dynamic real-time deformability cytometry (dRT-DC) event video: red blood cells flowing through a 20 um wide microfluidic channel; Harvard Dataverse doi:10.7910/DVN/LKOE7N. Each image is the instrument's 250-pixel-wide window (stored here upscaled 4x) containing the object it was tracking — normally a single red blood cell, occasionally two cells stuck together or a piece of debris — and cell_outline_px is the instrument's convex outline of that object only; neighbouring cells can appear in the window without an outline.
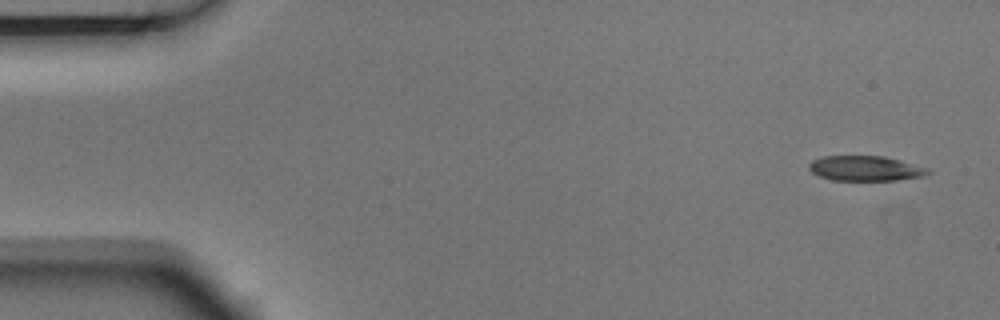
{"species": "Egyptian fruit bat (a non-hibernating species)", "species_latin": "Rousettus aegyptiacus", "temperature_condition": "room temperature", "stored_images_in_passage": 10, "camera_frame_rate_fps": 3000, "um_per_image_px": 0.085, "animal": {"sex": "male"}, "frame": {"image": 1, "passage_image": 1, "time_ms": 0.0, "image_size_px": [1000, 320], "cell_outline_px": [[932, 172], [928, 176], [896, 180], [832, 180], [820, 176], [812, 172], [808, 168], [808, 164], [812, 160], [824, 156], [884, 156], [928, 168]], "centroid_in_image_um": [73.58, 14.32], "position_along_channel_um": 11.4, "area_um2": 17.4}}
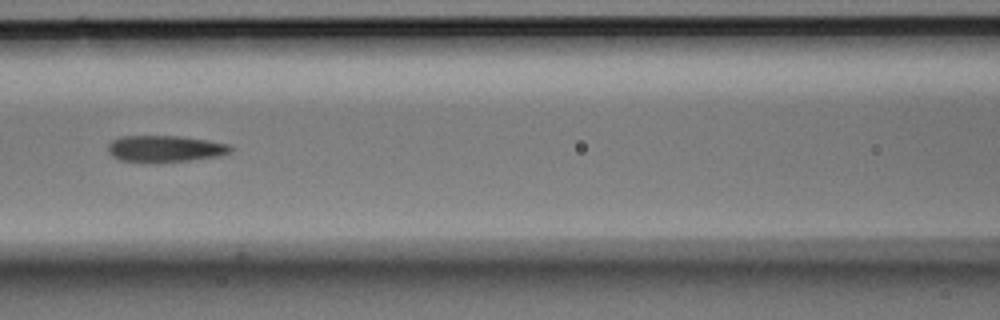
{"frame": {"image": 2, "passage_image": 6, "time_ms": 1.667, "image_size_px": [1000, 320], "cell_outline_px": [[232, 152], [220, 156], [192, 160], [156, 164], [144, 164], [120, 160], [112, 156], [108, 152], [108, 144], [112, 140], [120, 136], [176, 136], [208, 140], [228, 144], [232, 148]], "centroid_in_image_um": [14.0, 12.68], "position_along_channel_um": 152.6, "area_um2": 19.59}}
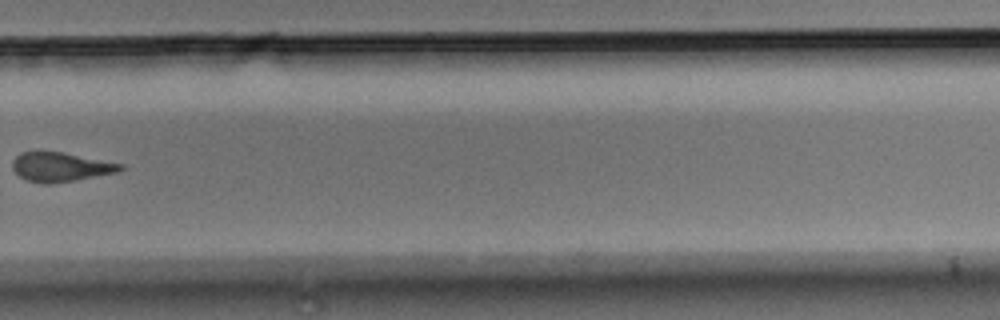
{"frame": {"image": 3, "passage_image": 10, "time_ms": 3.0, "image_size_px": [1000, 320], "cell_outline_px": [[124, 168], [116, 172], [76, 180], [52, 184], [44, 184], [28, 180], [20, 176], [12, 168], [12, 160], [20, 152], [64, 152], [124, 164]], "centroid_in_image_um": [5.15, 14.19], "position_along_channel_um": 324.7, "area_um2": 18.32}}